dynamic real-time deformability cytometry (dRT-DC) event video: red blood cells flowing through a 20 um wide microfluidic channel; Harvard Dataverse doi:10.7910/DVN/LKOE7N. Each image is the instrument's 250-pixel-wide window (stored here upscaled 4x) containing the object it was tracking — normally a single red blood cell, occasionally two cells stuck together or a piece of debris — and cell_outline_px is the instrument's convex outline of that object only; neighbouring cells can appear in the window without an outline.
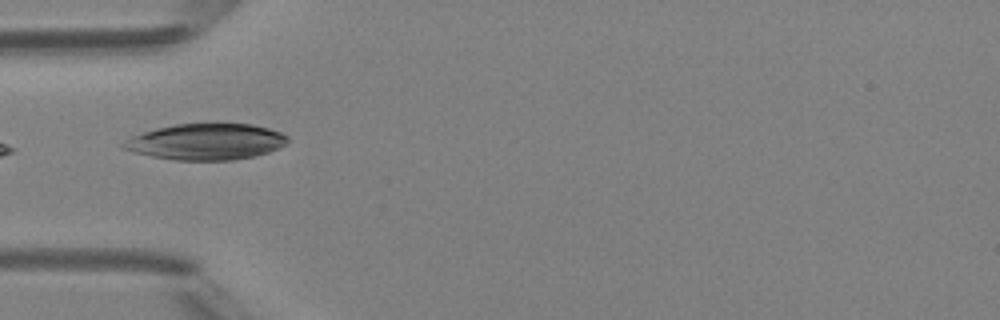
{"species": "Egyptian fruit bat (a non-hibernating species)", "species_latin": "Rousettus aegyptiacus", "temperature_condition": "room temperature", "stored_images_in_passage": 4, "camera_frame_rate_fps": 3000, "um_per_image_px": 0.085, "animal": {"sex": "female"}, "frame": {"image": 1, "passage_image": 4, "time_ms": 4.333, "image_size_px": [1000, 320], "cell_outline_px": [[288, 140], [280, 148], [256, 156], [232, 160], [176, 160], [152, 156], [120, 148], [120, 144], [132, 136], [156, 128], [176, 124], [252, 124], [268, 128], [280, 132], [288, 136]], "centroid_in_image_um": [17.53, 12.05], "position_along_channel_um": 67.5, "area_um2": 34.45}}